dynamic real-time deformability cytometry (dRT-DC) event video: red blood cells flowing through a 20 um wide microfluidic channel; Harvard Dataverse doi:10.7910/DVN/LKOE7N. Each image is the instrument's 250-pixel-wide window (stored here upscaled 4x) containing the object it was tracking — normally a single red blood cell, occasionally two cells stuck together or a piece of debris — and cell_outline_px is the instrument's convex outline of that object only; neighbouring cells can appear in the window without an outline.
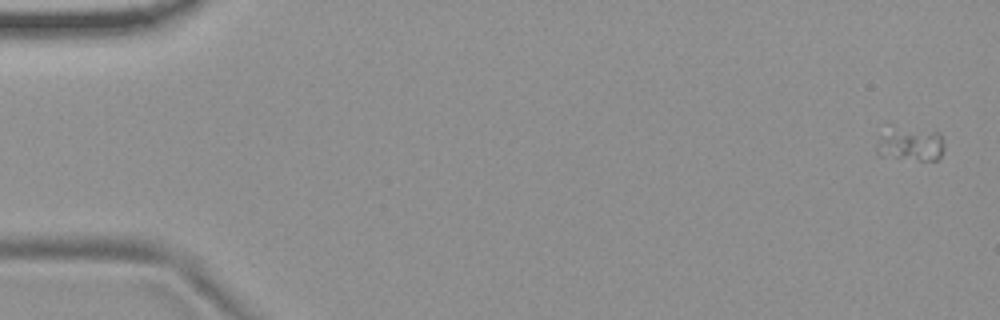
{"species": "common noctule bat (a hibernating species)", "species_latin": "Nyctalus noctula", "temperature_condition": "room temperature", "stored_images_in_passage": 5, "camera_frame_rate_fps": 3000, "um_per_image_px": 0.085, "animal": {"sex": "female", "body_mass_g": 19.9}, "frame": {"image": 1, "passage_image": 1, "time_ms": 0.0, "image_size_px": [1000, 320], "cell_outline_px": [[944, 148], [940, 156], [936, 160], [920, 160], [880, 156], [876, 152], [876, 144], [888, 120], [940, 132]], "centroid_in_image_um": [77.29, 12.11], "position_along_channel_um": 7.7, "area_um2": 14.74}}
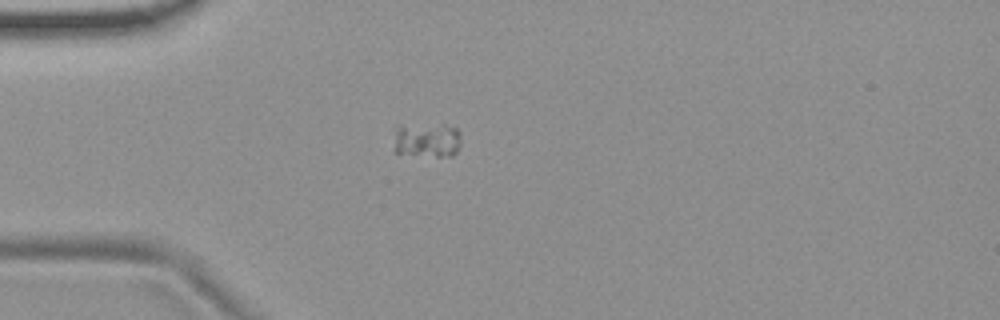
{"frame": {"image": 2, "passage_image": 5, "time_ms": 4.667, "image_size_px": [1000, 320], "cell_outline_px": [[460, 144], [456, 152], [452, 156], [436, 156], [396, 152], [392, 128], [456, 128], [460, 132]], "centroid_in_image_um": [36.3, 11.99], "position_along_channel_um": 48.7, "area_um2": 12.37}}